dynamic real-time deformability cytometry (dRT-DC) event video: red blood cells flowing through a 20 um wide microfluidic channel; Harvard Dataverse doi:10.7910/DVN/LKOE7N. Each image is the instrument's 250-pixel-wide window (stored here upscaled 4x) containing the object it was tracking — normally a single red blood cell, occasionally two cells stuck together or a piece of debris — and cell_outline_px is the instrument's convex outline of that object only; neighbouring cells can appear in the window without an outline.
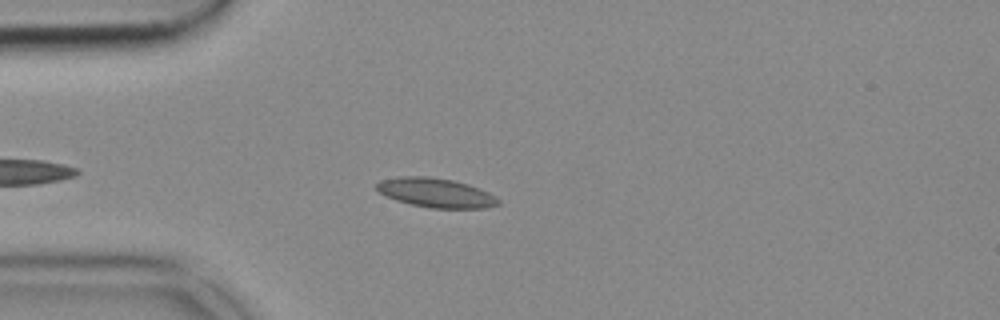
{"species": "common noctule bat (a hibernating species)", "species_latin": "Nyctalus noctula", "temperature_condition": "cold", "stored_images_in_passage": 34, "camera_frame_rate_fps": 3000, "um_per_image_px": 0.085, "animal": {"sex": "female", "body_mass_g": 18.4}, "frame": {"image": 1, "passage_image": 7, "time_ms": 2.0, "image_size_px": [1000, 320], "cell_outline_px": [[500, 204], [484, 208], [432, 208], [412, 204], [396, 200], [380, 192], [376, 188], [376, 184], [380, 180], [400, 176], [428, 176], [452, 180], [468, 184], [488, 192], [496, 196], [500, 200]], "centroid_in_image_um": [37.07, 16.38], "position_along_channel_um": 47.9, "area_um2": 20.63}}
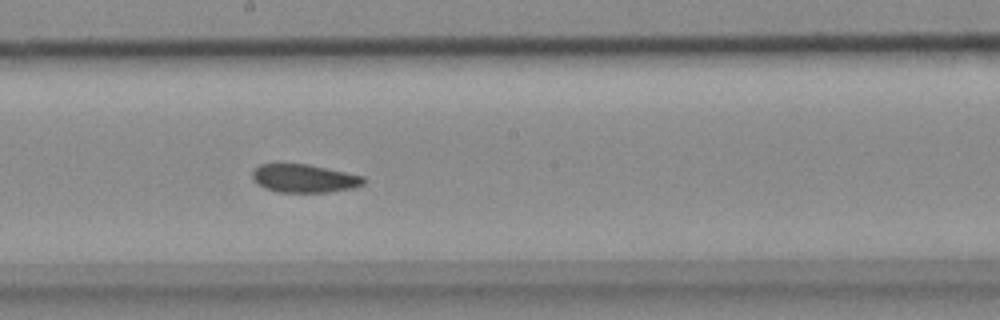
{"frame": {"image": 2, "passage_image": 22, "time_ms": 7.0, "image_size_px": [1000, 320], "cell_outline_px": [[368, 180], [364, 184], [352, 188], [328, 192], [280, 192], [264, 188], [256, 184], [252, 176], [252, 172], [260, 164], [280, 160], [308, 164], [364, 176]], "centroid_in_image_um": [25.81, 15.12], "position_along_channel_um": 222.4, "area_um2": 19.02}}
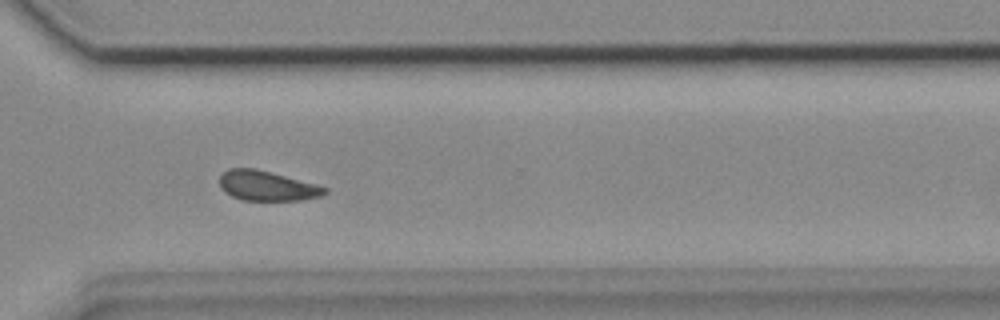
{"frame": {"image": 3, "passage_image": 32, "time_ms": 10.333, "image_size_px": [1000, 320], "cell_outline_px": [[328, 192], [320, 196], [300, 200], [240, 200], [224, 192], [220, 188], [220, 176], [228, 168], [256, 168], [316, 184], [328, 188]], "centroid_in_image_um": [22.67, 15.79], "position_along_channel_um": 347.9, "area_um2": 18.32}}